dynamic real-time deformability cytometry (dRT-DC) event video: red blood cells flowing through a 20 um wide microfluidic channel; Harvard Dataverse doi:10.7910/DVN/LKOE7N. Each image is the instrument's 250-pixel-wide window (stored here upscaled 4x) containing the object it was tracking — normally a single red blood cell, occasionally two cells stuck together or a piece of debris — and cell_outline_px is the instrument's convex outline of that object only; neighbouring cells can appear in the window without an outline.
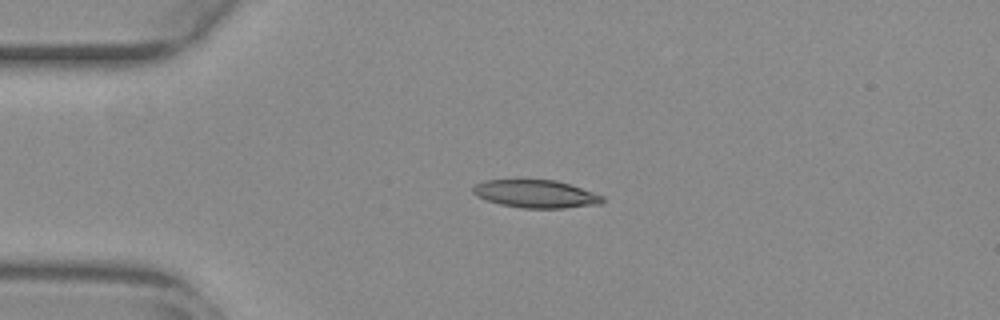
{"species": "common noctule bat (a hibernating species)", "species_latin": "Nyctalus noctula", "temperature_condition": "warm", "stored_images_in_passage": 42, "camera_frame_rate_fps": 3000, "um_per_image_px": 0.085, "animal": {"sex": "female", "body_mass_g": 29.2, "forearm_length_mm": 56.3}, "frame": {"image": 1, "passage_image": 1, "time_ms": 0.0, "image_size_px": [1000, 320], "cell_outline_px": [[604, 200], [600, 204], [564, 208], [524, 208], [500, 204], [476, 196], [472, 192], [472, 188], [476, 184], [484, 180], [556, 180], [604, 196]], "centroid_in_image_um": [45.53, 16.48], "position_along_channel_um": 39.5, "area_um2": 20.81}}
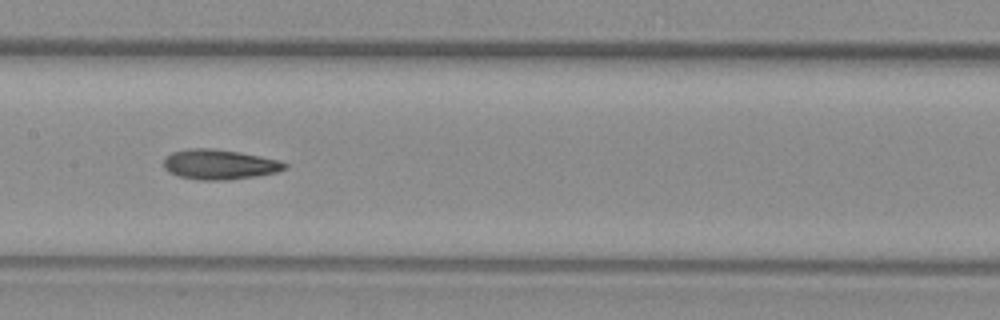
{"frame": {"image": 2, "passage_image": 15, "time_ms": 4.667, "image_size_px": [1000, 320], "cell_outline_px": [[288, 168], [276, 172], [256, 176], [228, 180], [200, 180], [176, 176], [168, 172], [164, 168], [164, 160], [172, 152], [188, 148], [212, 148], [240, 152], [280, 160], [288, 164]], "centroid_in_image_um": [18.66, 13.98], "position_along_channel_um": 188.7, "area_um2": 21.33}}
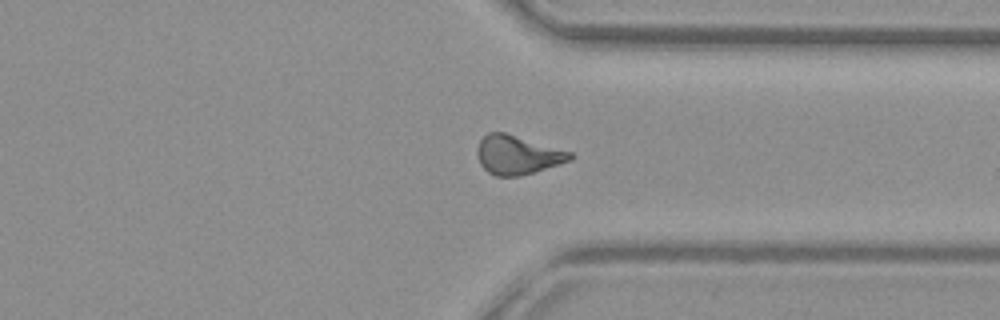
{"frame": {"image": 3, "passage_image": 29, "time_ms": 9.333, "image_size_px": [1000, 320], "cell_outline_px": [[576, 156], [572, 160], [520, 176], [496, 176], [488, 172], [480, 164], [476, 152], [480, 140], [488, 132], [504, 132], [572, 152]], "centroid_in_image_um": [43.99, 13.17], "position_along_channel_um": 367.4, "area_um2": 20.98}, "authors_computed_cell_mechanics": {"area_um2": 20.808, "velocity_mm_per_s": 3.8428, "shape_relaxation_time_tau1_ms": null, "shape_relaxation_time_tau2_ms": 4.6501, "deformation_change_tau1": null, "deformation_change_tau2": 0.143}}